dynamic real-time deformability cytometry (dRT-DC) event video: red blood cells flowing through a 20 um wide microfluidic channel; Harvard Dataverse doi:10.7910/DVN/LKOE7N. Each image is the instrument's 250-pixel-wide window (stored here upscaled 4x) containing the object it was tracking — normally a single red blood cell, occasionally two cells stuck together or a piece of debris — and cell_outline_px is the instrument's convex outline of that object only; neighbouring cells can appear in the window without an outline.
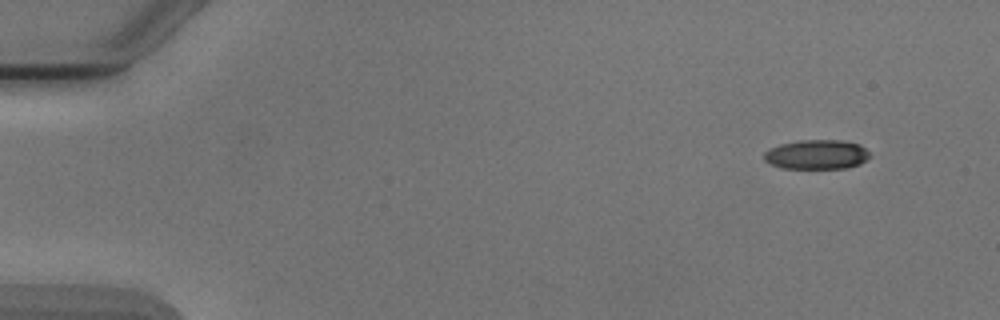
{"species": "Egyptian fruit bat (a non-hibernating species)", "species_latin": "Rousettus aegyptiacus", "temperature_condition": "cold", "stored_images_in_passage": 6, "camera_frame_rate_fps": 3000, "um_per_image_px": 0.085, "animal": {"sex": "male"}, "frame": {"image": 1, "passage_image": 1, "time_ms": 0.0, "image_size_px": [1000, 320], "cell_outline_px": [[872, 156], [860, 164], [848, 168], [780, 168], [764, 160], [764, 152], [768, 148], [780, 144], [800, 140], [844, 140], [860, 144]], "centroid_in_image_um": [69.43, 13.13], "position_along_channel_um": 15.6, "area_um2": 18.32}}
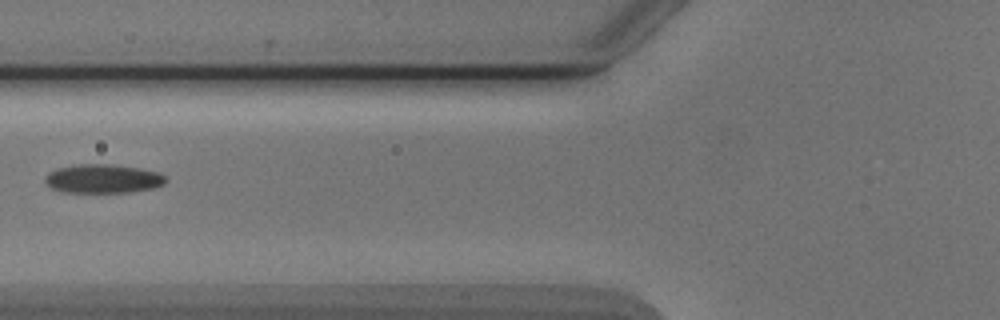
{"frame": {"image": 2, "passage_image": 5, "time_ms": 5.667, "image_size_px": [1000, 320], "cell_outline_px": [[168, 180], [164, 184], [152, 188], [128, 192], [60, 192], [52, 188], [44, 180], [44, 176], [48, 172], [56, 168], [76, 164], [112, 164], [140, 168], [156, 172], [164, 176]], "centroid_in_image_um": [8.71, 15.18], "position_along_channel_um": 117.1, "area_um2": 20.35}}
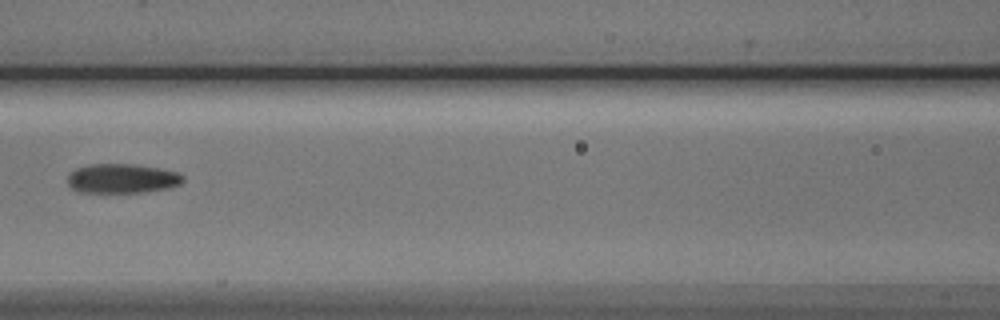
{"frame": {"image": 3, "passage_image": 6, "time_ms": 6.667, "image_size_px": [1000, 320], "cell_outline_px": [[184, 180], [180, 184], [168, 188], [140, 192], [80, 192], [72, 188], [68, 184], [68, 172], [76, 168], [88, 164], [136, 164], [160, 168], [180, 172], [184, 176]], "centroid_in_image_um": [10.38, 15.15], "position_along_channel_um": 156.2, "area_um2": 19.94}}